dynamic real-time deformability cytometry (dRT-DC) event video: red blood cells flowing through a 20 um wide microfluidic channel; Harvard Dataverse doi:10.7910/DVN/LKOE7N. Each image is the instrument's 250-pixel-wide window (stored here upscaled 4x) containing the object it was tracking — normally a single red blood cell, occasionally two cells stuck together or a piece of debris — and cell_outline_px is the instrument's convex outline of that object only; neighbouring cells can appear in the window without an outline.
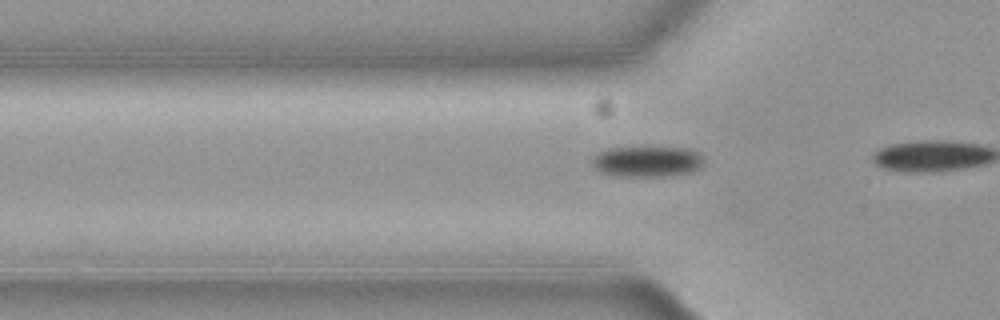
{"species": "common noctule bat (a hibernating species)", "species_latin": "Nyctalus noctula", "temperature_condition": "cold", "stored_images_in_passage": 11, "camera_frame_rate_fps": 3000, "um_per_image_px": 0.085, "animal": {"sex": "female", "body_mass_g": 19.3, "forearm_length_mm": 54.1}, "frame": {"image": 1, "passage_image": 8, "time_ms": 2.333, "image_size_px": [1000, 320], "cell_outline_px": [[700, 168], [692, 172], [672, 176], [620, 176], [600, 172], [592, 164], [592, 160], [600, 152], [608, 148], [684, 148], [696, 152], [700, 156]], "centroid_in_image_um": [54.99, 13.75], "position_along_channel_um": 70.8, "area_um2": 19.54}}